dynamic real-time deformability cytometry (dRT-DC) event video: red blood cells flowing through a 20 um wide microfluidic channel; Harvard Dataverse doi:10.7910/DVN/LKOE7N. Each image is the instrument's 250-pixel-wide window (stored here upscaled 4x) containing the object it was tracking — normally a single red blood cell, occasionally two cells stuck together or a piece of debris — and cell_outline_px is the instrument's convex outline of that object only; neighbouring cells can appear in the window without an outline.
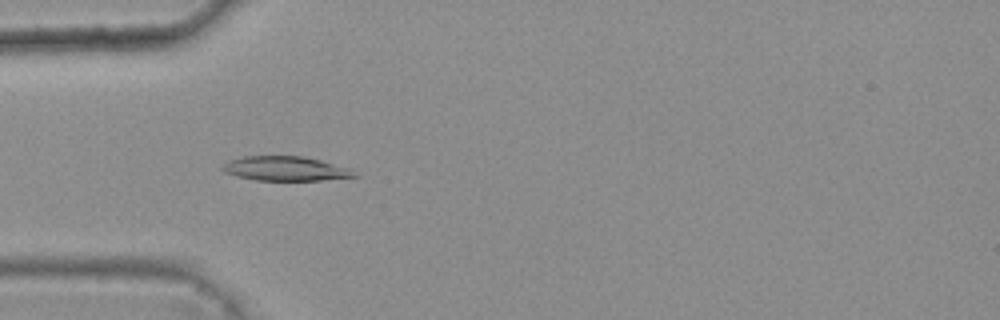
{"species": "common noctule bat (a hibernating species)", "species_latin": "Nyctalus noctula", "temperature_condition": "warm", "stored_images_in_passage": 46, "camera_frame_rate_fps": 3000, "um_per_image_px": 0.085, "animal": {"sex": "female", "body_mass_g": 25.1}, "frame": {"image": 1, "passage_image": 16, "time_ms": 5.0, "image_size_px": [1000, 320], "cell_outline_px": [[360, 176], [320, 180], [256, 180], [236, 176], [224, 172], [220, 168], [228, 160], [244, 156], [304, 156], [352, 168]], "centroid_in_image_um": [24.29, 14.33], "position_along_channel_um": 60.7, "area_um2": 18.9}}
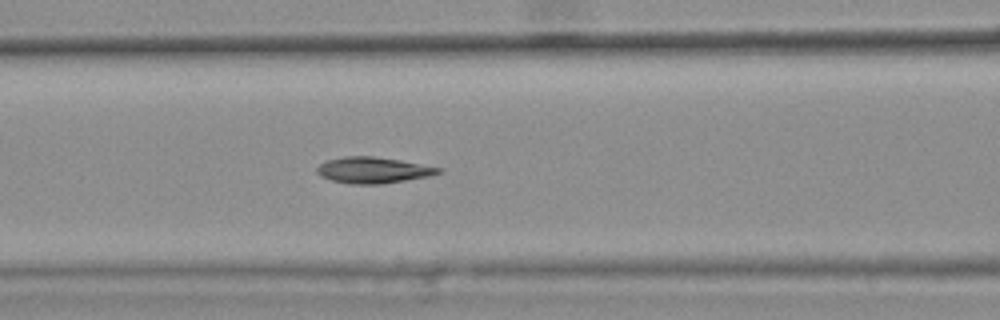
{"frame": {"image": 2, "passage_image": 22, "time_ms": 7.0, "image_size_px": [1000, 320], "cell_outline_px": [[440, 172], [428, 176], [380, 184], [352, 184], [332, 180], [320, 176], [316, 172], [316, 168], [320, 164], [328, 160], [344, 156], [372, 156], [400, 160], [440, 168]], "centroid_in_image_um": [31.65, 14.46], "position_along_channel_um": 135.0, "area_um2": 18.15}}
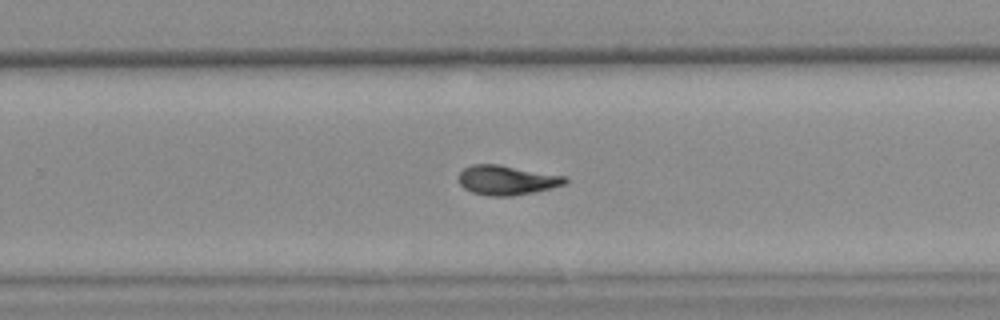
{"frame": {"image": 3, "passage_image": 34, "time_ms": 11.0, "image_size_px": [1000, 320], "cell_outline_px": [[568, 180], [564, 184], [552, 188], [512, 196], [488, 196], [472, 192], [464, 188], [460, 184], [456, 176], [464, 168], [472, 164], [500, 164], [568, 176]], "centroid_in_image_um": [43.07, 15.3], "position_along_channel_um": 286.7, "area_um2": 18.61}, "authors_computed_cell_mechanics": {"area_um2": 18.496, "velocity_mm_per_s": 3.8096, "shape_relaxation_time_tau1_ms": 11.1155, "shape_relaxation_time_tau2_ms": 5.1048, "deformation_change_tau1": 0.26, "deformation_change_tau2": 0.0658}}